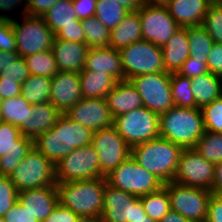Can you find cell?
<instances>
[{"label":"cell","instance_id":"1","mask_svg":"<svg viewBox=\"0 0 222 222\" xmlns=\"http://www.w3.org/2000/svg\"><path fill=\"white\" fill-rule=\"evenodd\" d=\"M94 131L62 114L55 126L33 140V146L55 166L74 149L92 144Z\"/></svg>","mask_w":222,"mask_h":222},{"label":"cell","instance_id":"2","mask_svg":"<svg viewBox=\"0 0 222 222\" xmlns=\"http://www.w3.org/2000/svg\"><path fill=\"white\" fill-rule=\"evenodd\" d=\"M182 150L177 144L158 136L132 147L131 155L141 167L166 184L174 179Z\"/></svg>","mask_w":222,"mask_h":222},{"label":"cell","instance_id":"3","mask_svg":"<svg viewBox=\"0 0 222 222\" xmlns=\"http://www.w3.org/2000/svg\"><path fill=\"white\" fill-rule=\"evenodd\" d=\"M205 133L200 108L172 107L159 115V134L182 149L194 148Z\"/></svg>","mask_w":222,"mask_h":222},{"label":"cell","instance_id":"4","mask_svg":"<svg viewBox=\"0 0 222 222\" xmlns=\"http://www.w3.org/2000/svg\"><path fill=\"white\" fill-rule=\"evenodd\" d=\"M105 177L73 182H57L59 203L79 217H101Z\"/></svg>","mask_w":222,"mask_h":222},{"label":"cell","instance_id":"5","mask_svg":"<svg viewBox=\"0 0 222 222\" xmlns=\"http://www.w3.org/2000/svg\"><path fill=\"white\" fill-rule=\"evenodd\" d=\"M18 192L56 186L55 165L34 146L9 176Z\"/></svg>","mask_w":222,"mask_h":222},{"label":"cell","instance_id":"6","mask_svg":"<svg viewBox=\"0 0 222 222\" xmlns=\"http://www.w3.org/2000/svg\"><path fill=\"white\" fill-rule=\"evenodd\" d=\"M105 179L112 187L138 197L158 191L164 186L159 178L141 167L132 155L106 175Z\"/></svg>","mask_w":222,"mask_h":222},{"label":"cell","instance_id":"7","mask_svg":"<svg viewBox=\"0 0 222 222\" xmlns=\"http://www.w3.org/2000/svg\"><path fill=\"white\" fill-rule=\"evenodd\" d=\"M124 79L130 80L142 74L166 72L160 46L148 41H137L119 49Z\"/></svg>","mask_w":222,"mask_h":222},{"label":"cell","instance_id":"8","mask_svg":"<svg viewBox=\"0 0 222 222\" xmlns=\"http://www.w3.org/2000/svg\"><path fill=\"white\" fill-rule=\"evenodd\" d=\"M113 126L131 148L160 136L159 115L144 106L115 117Z\"/></svg>","mask_w":222,"mask_h":222},{"label":"cell","instance_id":"9","mask_svg":"<svg viewBox=\"0 0 222 222\" xmlns=\"http://www.w3.org/2000/svg\"><path fill=\"white\" fill-rule=\"evenodd\" d=\"M22 24L12 19V29L17 44V53L26 57L52 48L55 34L42 16L22 15Z\"/></svg>","mask_w":222,"mask_h":222},{"label":"cell","instance_id":"10","mask_svg":"<svg viewBox=\"0 0 222 222\" xmlns=\"http://www.w3.org/2000/svg\"><path fill=\"white\" fill-rule=\"evenodd\" d=\"M169 195L170 208L190 222H204L207 218L210 190L169 182L163 186Z\"/></svg>","mask_w":222,"mask_h":222},{"label":"cell","instance_id":"11","mask_svg":"<svg viewBox=\"0 0 222 222\" xmlns=\"http://www.w3.org/2000/svg\"><path fill=\"white\" fill-rule=\"evenodd\" d=\"M170 78L169 72H156L138 75L129 81L140 94L144 107L160 115L175 106Z\"/></svg>","mask_w":222,"mask_h":222},{"label":"cell","instance_id":"12","mask_svg":"<svg viewBox=\"0 0 222 222\" xmlns=\"http://www.w3.org/2000/svg\"><path fill=\"white\" fill-rule=\"evenodd\" d=\"M56 181L73 182L104 177L92 144L74 149L56 164Z\"/></svg>","mask_w":222,"mask_h":222},{"label":"cell","instance_id":"13","mask_svg":"<svg viewBox=\"0 0 222 222\" xmlns=\"http://www.w3.org/2000/svg\"><path fill=\"white\" fill-rule=\"evenodd\" d=\"M101 217L103 222L152 220L145 213L142 202L138 196L112 187L107 183L104 188Z\"/></svg>","mask_w":222,"mask_h":222},{"label":"cell","instance_id":"14","mask_svg":"<svg viewBox=\"0 0 222 222\" xmlns=\"http://www.w3.org/2000/svg\"><path fill=\"white\" fill-rule=\"evenodd\" d=\"M215 164L207 161L194 148L181 151L173 182L212 190Z\"/></svg>","mask_w":222,"mask_h":222},{"label":"cell","instance_id":"15","mask_svg":"<svg viewBox=\"0 0 222 222\" xmlns=\"http://www.w3.org/2000/svg\"><path fill=\"white\" fill-rule=\"evenodd\" d=\"M92 145L98 153L100 172L104 177L131 155V147L114 126L94 131Z\"/></svg>","mask_w":222,"mask_h":222},{"label":"cell","instance_id":"16","mask_svg":"<svg viewBox=\"0 0 222 222\" xmlns=\"http://www.w3.org/2000/svg\"><path fill=\"white\" fill-rule=\"evenodd\" d=\"M32 147L33 140L17 126L0 121V175L10 176Z\"/></svg>","mask_w":222,"mask_h":222},{"label":"cell","instance_id":"17","mask_svg":"<svg viewBox=\"0 0 222 222\" xmlns=\"http://www.w3.org/2000/svg\"><path fill=\"white\" fill-rule=\"evenodd\" d=\"M139 17L143 40L160 47L180 28L166 6L144 4L139 10Z\"/></svg>","mask_w":222,"mask_h":222},{"label":"cell","instance_id":"18","mask_svg":"<svg viewBox=\"0 0 222 222\" xmlns=\"http://www.w3.org/2000/svg\"><path fill=\"white\" fill-rule=\"evenodd\" d=\"M65 115L74 122L93 131L113 126V118L106 98H82Z\"/></svg>","mask_w":222,"mask_h":222},{"label":"cell","instance_id":"19","mask_svg":"<svg viewBox=\"0 0 222 222\" xmlns=\"http://www.w3.org/2000/svg\"><path fill=\"white\" fill-rule=\"evenodd\" d=\"M83 98L79 73L59 71L51 81L50 102L65 114Z\"/></svg>","mask_w":222,"mask_h":222},{"label":"cell","instance_id":"20","mask_svg":"<svg viewBox=\"0 0 222 222\" xmlns=\"http://www.w3.org/2000/svg\"><path fill=\"white\" fill-rule=\"evenodd\" d=\"M18 202L23 205L38 222H42L59 203L57 186L20 191L18 192Z\"/></svg>","mask_w":222,"mask_h":222},{"label":"cell","instance_id":"21","mask_svg":"<svg viewBox=\"0 0 222 222\" xmlns=\"http://www.w3.org/2000/svg\"><path fill=\"white\" fill-rule=\"evenodd\" d=\"M90 47L86 43L54 38L52 52L59 71L80 73Z\"/></svg>","mask_w":222,"mask_h":222},{"label":"cell","instance_id":"22","mask_svg":"<svg viewBox=\"0 0 222 222\" xmlns=\"http://www.w3.org/2000/svg\"><path fill=\"white\" fill-rule=\"evenodd\" d=\"M83 70L107 73L117 81L125 80L119 50L111 47L90 48Z\"/></svg>","mask_w":222,"mask_h":222},{"label":"cell","instance_id":"23","mask_svg":"<svg viewBox=\"0 0 222 222\" xmlns=\"http://www.w3.org/2000/svg\"><path fill=\"white\" fill-rule=\"evenodd\" d=\"M212 2V0H170L166 7L180 27H192L202 25Z\"/></svg>","mask_w":222,"mask_h":222},{"label":"cell","instance_id":"24","mask_svg":"<svg viewBox=\"0 0 222 222\" xmlns=\"http://www.w3.org/2000/svg\"><path fill=\"white\" fill-rule=\"evenodd\" d=\"M106 101L112 118L143 107L140 94L130 81H118L107 94Z\"/></svg>","mask_w":222,"mask_h":222},{"label":"cell","instance_id":"25","mask_svg":"<svg viewBox=\"0 0 222 222\" xmlns=\"http://www.w3.org/2000/svg\"><path fill=\"white\" fill-rule=\"evenodd\" d=\"M161 48L165 71L178 72L190 56L187 27H180Z\"/></svg>","mask_w":222,"mask_h":222},{"label":"cell","instance_id":"26","mask_svg":"<svg viewBox=\"0 0 222 222\" xmlns=\"http://www.w3.org/2000/svg\"><path fill=\"white\" fill-rule=\"evenodd\" d=\"M61 115L62 113L51 102L33 105L32 110H28L27 137L34 140L53 128Z\"/></svg>","mask_w":222,"mask_h":222},{"label":"cell","instance_id":"27","mask_svg":"<svg viewBox=\"0 0 222 222\" xmlns=\"http://www.w3.org/2000/svg\"><path fill=\"white\" fill-rule=\"evenodd\" d=\"M143 40L139 11H129L122 21L110 30V47L121 49L134 42Z\"/></svg>","mask_w":222,"mask_h":222},{"label":"cell","instance_id":"28","mask_svg":"<svg viewBox=\"0 0 222 222\" xmlns=\"http://www.w3.org/2000/svg\"><path fill=\"white\" fill-rule=\"evenodd\" d=\"M195 108H202L222 96V78L211 72L191 79Z\"/></svg>","mask_w":222,"mask_h":222},{"label":"cell","instance_id":"29","mask_svg":"<svg viewBox=\"0 0 222 222\" xmlns=\"http://www.w3.org/2000/svg\"><path fill=\"white\" fill-rule=\"evenodd\" d=\"M79 78L83 98H106L118 82L107 73L93 70H82Z\"/></svg>","mask_w":222,"mask_h":222},{"label":"cell","instance_id":"30","mask_svg":"<svg viewBox=\"0 0 222 222\" xmlns=\"http://www.w3.org/2000/svg\"><path fill=\"white\" fill-rule=\"evenodd\" d=\"M31 105L21 95L9 99H3L0 107V121L17 126L23 136L27 137V116Z\"/></svg>","mask_w":222,"mask_h":222},{"label":"cell","instance_id":"31","mask_svg":"<svg viewBox=\"0 0 222 222\" xmlns=\"http://www.w3.org/2000/svg\"><path fill=\"white\" fill-rule=\"evenodd\" d=\"M42 17L54 34L63 26L81 22L77 18L73 0H58Z\"/></svg>","mask_w":222,"mask_h":222},{"label":"cell","instance_id":"32","mask_svg":"<svg viewBox=\"0 0 222 222\" xmlns=\"http://www.w3.org/2000/svg\"><path fill=\"white\" fill-rule=\"evenodd\" d=\"M51 81L52 78L30 74L21 84V96L31 105L50 102Z\"/></svg>","mask_w":222,"mask_h":222},{"label":"cell","instance_id":"33","mask_svg":"<svg viewBox=\"0 0 222 222\" xmlns=\"http://www.w3.org/2000/svg\"><path fill=\"white\" fill-rule=\"evenodd\" d=\"M139 198L147 216L156 222L161 221L171 210L169 195L164 187Z\"/></svg>","mask_w":222,"mask_h":222},{"label":"cell","instance_id":"34","mask_svg":"<svg viewBox=\"0 0 222 222\" xmlns=\"http://www.w3.org/2000/svg\"><path fill=\"white\" fill-rule=\"evenodd\" d=\"M190 56L207 63L208 54L214 41L206 30L200 26L187 27Z\"/></svg>","mask_w":222,"mask_h":222},{"label":"cell","instance_id":"35","mask_svg":"<svg viewBox=\"0 0 222 222\" xmlns=\"http://www.w3.org/2000/svg\"><path fill=\"white\" fill-rule=\"evenodd\" d=\"M29 74L52 78L58 66L51 49L24 57Z\"/></svg>","mask_w":222,"mask_h":222},{"label":"cell","instance_id":"36","mask_svg":"<svg viewBox=\"0 0 222 222\" xmlns=\"http://www.w3.org/2000/svg\"><path fill=\"white\" fill-rule=\"evenodd\" d=\"M85 32V43L90 48L110 47V30L95 16L81 20Z\"/></svg>","mask_w":222,"mask_h":222},{"label":"cell","instance_id":"37","mask_svg":"<svg viewBox=\"0 0 222 222\" xmlns=\"http://www.w3.org/2000/svg\"><path fill=\"white\" fill-rule=\"evenodd\" d=\"M129 11L113 0H97L95 17L101 21V23L112 30L123 19V17Z\"/></svg>","mask_w":222,"mask_h":222},{"label":"cell","instance_id":"38","mask_svg":"<svg viewBox=\"0 0 222 222\" xmlns=\"http://www.w3.org/2000/svg\"><path fill=\"white\" fill-rule=\"evenodd\" d=\"M171 93L176 107L194 108L195 100L191 90V79L177 72L171 73Z\"/></svg>","mask_w":222,"mask_h":222},{"label":"cell","instance_id":"39","mask_svg":"<svg viewBox=\"0 0 222 222\" xmlns=\"http://www.w3.org/2000/svg\"><path fill=\"white\" fill-rule=\"evenodd\" d=\"M194 149L209 162H222V133L205 131Z\"/></svg>","mask_w":222,"mask_h":222},{"label":"cell","instance_id":"40","mask_svg":"<svg viewBox=\"0 0 222 222\" xmlns=\"http://www.w3.org/2000/svg\"><path fill=\"white\" fill-rule=\"evenodd\" d=\"M211 39L222 43V3L212 2L206 12L202 25Z\"/></svg>","mask_w":222,"mask_h":222},{"label":"cell","instance_id":"41","mask_svg":"<svg viewBox=\"0 0 222 222\" xmlns=\"http://www.w3.org/2000/svg\"><path fill=\"white\" fill-rule=\"evenodd\" d=\"M205 131L222 133V96L201 108Z\"/></svg>","mask_w":222,"mask_h":222},{"label":"cell","instance_id":"42","mask_svg":"<svg viewBox=\"0 0 222 222\" xmlns=\"http://www.w3.org/2000/svg\"><path fill=\"white\" fill-rule=\"evenodd\" d=\"M18 201V190L9 176L0 175V216H4Z\"/></svg>","mask_w":222,"mask_h":222},{"label":"cell","instance_id":"43","mask_svg":"<svg viewBox=\"0 0 222 222\" xmlns=\"http://www.w3.org/2000/svg\"><path fill=\"white\" fill-rule=\"evenodd\" d=\"M29 75L24 57L19 56L16 61L9 64V66L3 70L0 74V79L16 80V83L22 84Z\"/></svg>","mask_w":222,"mask_h":222},{"label":"cell","instance_id":"44","mask_svg":"<svg viewBox=\"0 0 222 222\" xmlns=\"http://www.w3.org/2000/svg\"><path fill=\"white\" fill-rule=\"evenodd\" d=\"M0 50L17 52V44L12 29V21L0 17Z\"/></svg>","mask_w":222,"mask_h":222},{"label":"cell","instance_id":"45","mask_svg":"<svg viewBox=\"0 0 222 222\" xmlns=\"http://www.w3.org/2000/svg\"><path fill=\"white\" fill-rule=\"evenodd\" d=\"M207 72H209L207 63H203L201 60L193 59L189 56L177 73L192 79L199 75H204Z\"/></svg>","mask_w":222,"mask_h":222},{"label":"cell","instance_id":"46","mask_svg":"<svg viewBox=\"0 0 222 222\" xmlns=\"http://www.w3.org/2000/svg\"><path fill=\"white\" fill-rule=\"evenodd\" d=\"M55 38L71 42L85 43V32L81 22L79 24H69L59 29L55 33Z\"/></svg>","mask_w":222,"mask_h":222},{"label":"cell","instance_id":"47","mask_svg":"<svg viewBox=\"0 0 222 222\" xmlns=\"http://www.w3.org/2000/svg\"><path fill=\"white\" fill-rule=\"evenodd\" d=\"M5 222H38L18 201L3 216Z\"/></svg>","mask_w":222,"mask_h":222},{"label":"cell","instance_id":"48","mask_svg":"<svg viewBox=\"0 0 222 222\" xmlns=\"http://www.w3.org/2000/svg\"><path fill=\"white\" fill-rule=\"evenodd\" d=\"M207 67L209 72L222 78V43H216L208 54Z\"/></svg>","mask_w":222,"mask_h":222},{"label":"cell","instance_id":"49","mask_svg":"<svg viewBox=\"0 0 222 222\" xmlns=\"http://www.w3.org/2000/svg\"><path fill=\"white\" fill-rule=\"evenodd\" d=\"M78 218L79 216L71 209L58 203L49 216L42 222H77Z\"/></svg>","mask_w":222,"mask_h":222},{"label":"cell","instance_id":"50","mask_svg":"<svg viewBox=\"0 0 222 222\" xmlns=\"http://www.w3.org/2000/svg\"><path fill=\"white\" fill-rule=\"evenodd\" d=\"M206 221L222 222V195H211L208 202Z\"/></svg>","mask_w":222,"mask_h":222},{"label":"cell","instance_id":"51","mask_svg":"<svg viewBox=\"0 0 222 222\" xmlns=\"http://www.w3.org/2000/svg\"><path fill=\"white\" fill-rule=\"evenodd\" d=\"M97 0H73L77 18L80 20L93 17L96 12Z\"/></svg>","mask_w":222,"mask_h":222},{"label":"cell","instance_id":"52","mask_svg":"<svg viewBox=\"0 0 222 222\" xmlns=\"http://www.w3.org/2000/svg\"><path fill=\"white\" fill-rule=\"evenodd\" d=\"M58 0H26L28 15L43 16Z\"/></svg>","mask_w":222,"mask_h":222},{"label":"cell","instance_id":"53","mask_svg":"<svg viewBox=\"0 0 222 222\" xmlns=\"http://www.w3.org/2000/svg\"><path fill=\"white\" fill-rule=\"evenodd\" d=\"M0 94L3 99H9L21 95V84L16 80L0 79Z\"/></svg>","mask_w":222,"mask_h":222},{"label":"cell","instance_id":"54","mask_svg":"<svg viewBox=\"0 0 222 222\" xmlns=\"http://www.w3.org/2000/svg\"><path fill=\"white\" fill-rule=\"evenodd\" d=\"M21 3H22V5H24V6H22V8H24V9L21 11L22 12L21 14L25 15V14H27L26 0H0V11H3V12L5 11V13L10 10L12 11L15 8H18V6H21ZM0 17L5 18V19H10V20L13 19L5 14L0 15Z\"/></svg>","mask_w":222,"mask_h":222},{"label":"cell","instance_id":"55","mask_svg":"<svg viewBox=\"0 0 222 222\" xmlns=\"http://www.w3.org/2000/svg\"><path fill=\"white\" fill-rule=\"evenodd\" d=\"M211 192L212 194L222 195V162L215 164V175Z\"/></svg>","mask_w":222,"mask_h":222},{"label":"cell","instance_id":"56","mask_svg":"<svg viewBox=\"0 0 222 222\" xmlns=\"http://www.w3.org/2000/svg\"><path fill=\"white\" fill-rule=\"evenodd\" d=\"M19 57L17 52L1 51L0 50V74L6 69L9 64L16 61Z\"/></svg>","mask_w":222,"mask_h":222},{"label":"cell","instance_id":"57","mask_svg":"<svg viewBox=\"0 0 222 222\" xmlns=\"http://www.w3.org/2000/svg\"><path fill=\"white\" fill-rule=\"evenodd\" d=\"M120 3L128 11H139L144 6V0H113Z\"/></svg>","mask_w":222,"mask_h":222},{"label":"cell","instance_id":"58","mask_svg":"<svg viewBox=\"0 0 222 222\" xmlns=\"http://www.w3.org/2000/svg\"><path fill=\"white\" fill-rule=\"evenodd\" d=\"M159 222H190L176 211L170 210Z\"/></svg>","mask_w":222,"mask_h":222},{"label":"cell","instance_id":"59","mask_svg":"<svg viewBox=\"0 0 222 222\" xmlns=\"http://www.w3.org/2000/svg\"><path fill=\"white\" fill-rule=\"evenodd\" d=\"M170 0H144L145 4L152 6H166Z\"/></svg>","mask_w":222,"mask_h":222},{"label":"cell","instance_id":"60","mask_svg":"<svg viewBox=\"0 0 222 222\" xmlns=\"http://www.w3.org/2000/svg\"><path fill=\"white\" fill-rule=\"evenodd\" d=\"M77 222H103L102 217H79Z\"/></svg>","mask_w":222,"mask_h":222},{"label":"cell","instance_id":"61","mask_svg":"<svg viewBox=\"0 0 222 222\" xmlns=\"http://www.w3.org/2000/svg\"><path fill=\"white\" fill-rule=\"evenodd\" d=\"M137 222H156L154 220H140V221H137Z\"/></svg>","mask_w":222,"mask_h":222},{"label":"cell","instance_id":"62","mask_svg":"<svg viewBox=\"0 0 222 222\" xmlns=\"http://www.w3.org/2000/svg\"><path fill=\"white\" fill-rule=\"evenodd\" d=\"M3 101L2 95L0 94V107H1V103Z\"/></svg>","mask_w":222,"mask_h":222},{"label":"cell","instance_id":"63","mask_svg":"<svg viewBox=\"0 0 222 222\" xmlns=\"http://www.w3.org/2000/svg\"><path fill=\"white\" fill-rule=\"evenodd\" d=\"M0 222H5L2 216H0Z\"/></svg>","mask_w":222,"mask_h":222},{"label":"cell","instance_id":"64","mask_svg":"<svg viewBox=\"0 0 222 222\" xmlns=\"http://www.w3.org/2000/svg\"><path fill=\"white\" fill-rule=\"evenodd\" d=\"M213 2H216V1H218V2H221L222 3V0H212Z\"/></svg>","mask_w":222,"mask_h":222}]
</instances>
